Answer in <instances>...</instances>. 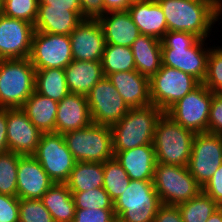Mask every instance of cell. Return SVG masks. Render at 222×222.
Segmentation results:
<instances>
[{"label": "cell", "mask_w": 222, "mask_h": 222, "mask_svg": "<svg viewBox=\"0 0 222 222\" xmlns=\"http://www.w3.org/2000/svg\"><path fill=\"white\" fill-rule=\"evenodd\" d=\"M156 1L165 15L168 31H185L208 39L217 28L214 25L222 23V0Z\"/></svg>", "instance_id": "6da1fadb"}, {"label": "cell", "mask_w": 222, "mask_h": 222, "mask_svg": "<svg viewBox=\"0 0 222 222\" xmlns=\"http://www.w3.org/2000/svg\"><path fill=\"white\" fill-rule=\"evenodd\" d=\"M208 41L212 43L213 39H200L185 31H168L161 39L162 65L188 73L202 83L211 48Z\"/></svg>", "instance_id": "7a4b0ae2"}, {"label": "cell", "mask_w": 222, "mask_h": 222, "mask_svg": "<svg viewBox=\"0 0 222 222\" xmlns=\"http://www.w3.org/2000/svg\"><path fill=\"white\" fill-rule=\"evenodd\" d=\"M163 113L153 104L130 108L119 122L110 127L113 151H126L141 145H153L156 124Z\"/></svg>", "instance_id": "3957f363"}, {"label": "cell", "mask_w": 222, "mask_h": 222, "mask_svg": "<svg viewBox=\"0 0 222 222\" xmlns=\"http://www.w3.org/2000/svg\"><path fill=\"white\" fill-rule=\"evenodd\" d=\"M194 136V132L177 124L164 112L153 137L157 163L188 166Z\"/></svg>", "instance_id": "277c9868"}, {"label": "cell", "mask_w": 222, "mask_h": 222, "mask_svg": "<svg viewBox=\"0 0 222 222\" xmlns=\"http://www.w3.org/2000/svg\"><path fill=\"white\" fill-rule=\"evenodd\" d=\"M35 74L29 58L0 60V108H21L35 91Z\"/></svg>", "instance_id": "5b68a950"}, {"label": "cell", "mask_w": 222, "mask_h": 222, "mask_svg": "<svg viewBox=\"0 0 222 222\" xmlns=\"http://www.w3.org/2000/svg\"><path fill=\"white\" fill-rule=\"evenodd\" d=\"M161 205L152 181L130 180L114 201V213L118 222H153Z\"/></svg>", "instance_id": "8992f818"}, {"label": "cell", "mask_w": 222, "mask_h": 222, "mask_svg": "<svg viewBox=\"0 0 222 222\" xmlns=\"http://www.w3.org/2000/svg\"><path fill=\"white\" fill-rule=\"evenodd\" d=\"M63 137L76 162L104 163L114 157L110 126L92 123Z\"/></svg>", "instance_id": "52a82bcc"}, {"label": "cell", "mask_w": 222, "mask_h": 222, "mask_svg": "<svg viewBox=\"0 0 222 222\" xmlns=\"http://www.w3.org/2000/svg\"><path fill=\"white\" fill-rule=\"evenodd\" d=\"M152 182L162 204L165 205L177 206L202 191L187 166L157 163Z\"/></svg>", "instance_id": "ba28073f"}, {"label": "cell", "mask_w": 222, "mask_h": 222, "mask_svg": "<svg viewBox=\"0 0 222 222\" xmlns=\"http://www.w3.org/2000/svg\"><path fill=\"white\" fill-rule=\"evenodd\" d=\"M200 83L188 73L162 65L149 79L151 103L166 112Z\"/></svg>", "instance_id": "9c48e42d"}, {"label": "cell", "mask_w": 222, "mask_h": 222, "mask_svg": "<svg viewBox=\"0 0 222 222\" xmlns=\"http://www.w3.org/2000/svg\"><path fill=\"white\" fill-rule=\"evenodd\" d=\"M211 92L203 83L178 100L165 113L177 124L195 134L208 132Z\"/></svg>", "instance_id": "30bf717a"}, {"label": "cell", "mask_w": 222, "mask_h": 222, "mask_svg": "<svg viewBox=\"0 0 222 222\" xmlns=\"http://www.w3.org/2000/svg\"><path fill=\"white\" fill-rule=\"evenodd\" d=\"M54 183H66L76 164L60 133H42L33 155Z\"/></svg>", "instance_id": "8fae6325"}, {"label": "cell", "mask_w": 222, "mask_h": 222, "mask_svg": "<svg viewBox=\"0 0 222 222\" xmlns=\"http://www.w3.org/2000/svg\"><path fill=\"white\" fill-rule=\"evenodd\" d=\"M222 164V135L197 133L192 142L188 170L203 188Z\"/></svg>", "instance_id": "7c38bea8"}, {"label": "cell", "mask_w": 222, "mask_h": 222, "mask_svg": "<svg viewBox=\"0 0 222 222\" xmlns=\"http://www.w3.org/2000/svg\"><path fill=\"white\" fill-rule=\"evenodd\" d=\"M28 58L36 70L65 69L73 61L69 35L35 31Z\"/></svg>", "instance_id": "4fadbf2b"}, {"label": "cell", "mask_w": 222, "mask_h": 222, "mask_svg": "<svg viewBox=\"0 0 222 222\" xmlns=\"http://www.w3.org/2000/svg\"><path fill=\"white\" fill-rule=\"evenodd\" d=\"M92 123L112 126L130 110L114 85L104 76L87 94Z\"/></svg>", "instance_id": "5bb4252c"}, {"label": "cell", "mask_w": 222, "mask_h": 222, "mask_svg": "<svg viewBox=\"0 0 222 222\" xmlns=\"http://www.w3.org/2000/svg\"><path fill=\"white\" fill-rule=\"evenodd\" d=\"M34 25L0 14V60L28 58Z\"/></svg>", "instance_id": "9a60e30c"}, {"label": "cell", "mask_w": 222, "mask_h": 222, "mask_svg": "<svg viewBox=\"0 0 222 222\" xmlns=\"http://www.w3.org/2000/svg\"><path fill=\"white\" fill-rule=\"evenodd\" d=\"M69 37L73 60L101 62L106 41L97 19H83Z\"/></svg>", "instance_id": "2e32d148"}, {"label": "cell", "mask_w": 222, "mask_h": 222, "mask_svg": "<svg viewBox=\"0 0 222 222\" xmlns=\"http://www.w3.org/2000/svg\"><path fill=\"white\" fill-rule=\"evenodd\" d=\"M41 135L21 108H7L8 151L22 156L34 155Z\"/></svg>", "instance_id": "e0dca14e"}, {"label": "cell", "mask_w": 222, "mask_h": 222, "mask_svg": "<svg viewBox=\"0 0 222 222\" xmlns=\"http://www.w3.org/2000/svg\"><path fill=\"white\" fill-rule=\"evenodd\" d=\"M54 184L33 155L21 156L17 166V197L41 199Z\"/></svg>", "instance_id": "ac0fdd59"}, {"label": "cell", "mask_w": 222, "mask_h": 222, "mask_svg": "<svg viewBox=\"0 0 222 222\" xmlns=\"http://www.w3.org/2000/svg\"><path fill=\"white\" fill-rule=\"evenodd\" d=\"M92 124L87 97L69 93L58 102L55 133L65 134Z\"/></svg>", "instance_id": "d6986e66"}, {"label": "cell", "mask_w": 222, "mask_h": 222, "mask_svg": "<svg viewBox=\"0 0 222 222\" xmlns=\"http://www.w3.org/2000/svg\"><path fill=\"white\" fill-rule=\"evenodd\" d=\"M129 108L151 105L149 78L136 70L115 72L107 76Z\"/></svg>", "instance_id": "ffe728a7"}, {"label": "cell", "mask_w": 222, "mask_h": 222, "mask_svg": "<svg viewBox=\"0 0 222 222\" xmlns=\"http://www.w3.org/2000/svg\"><path fill=\"white\" fill-rule=\"evenodd\" d=\"M127 11L141 35L161 40L168 32L165 15L156 0H134Z\"/></svg>", "instance_id": "44dd1931"}, {"label": "cell", "mask_w": 222, "mask_h": 222, "mask_svg": "<svg viewBox=\"0 0 222 222\" xmlns=\"http://www.w3.org/2000/svg\"><path fill=\"white\" fill-rule=\"evenodd\" d=\"M114 158L130 180L153 181L156 154L153 145H141L126 151H114Z\"/></svg>", "instance_id": "7402d4cb"}, {"label": "cell", "mask_w": 222, "mask_h": 222, "mask_svg": "<svg viewBox=\"0 0 222 222\" xmlns=\"http://www.w3.org/2000/svg\"><path fill=\"white\" fill-rule=\"evenodd\" d=\"M98 21L103 29L106 44L131 47L141 35L128 11H111Z\"/></svg>", "instance_id": "603a6c76"}, {"label": "cell", "mask_w": 222, "mask_h": 222, "mask_svg": "<svg viewBox=\"0 0 222 222\" xmlns=\"http://www.w3.org/2000/svg\"><path fill=\"white\" fill-rule=\"evenodd\" d=\"M82 20L81 11H70L67 8H38L34 28L35 31L42 33L70 35Z\"/></svg>", "instance_id": "cb8c5ba5"}, {"label": "cell", "mask_w": 222, "mask_h": 222, "mask_svg": "<svg viewBox=\"0 0 222 222\" xmlns=\"http://www.w3.org/2000/svg\"><path fill=\"white\" fill-rule=\"evenodd\" d=\"M70 93L87 96L103 77L101 62L73 60L65 69Z\"/></svg>", "instance_id": "d4e9b609"}, {"label": "cell", "mask_w": 222, "mask_h": 222, "mask_svg": "<svg viewBox=\"0 0 222 222\" xmlns=\"http://www.w3.org/2000/svg\"><path fill=\"white\" fill-rule=\"evenodd\" d=\"M136 71L149 79L162 66L161 40L140 35L131 45Z\"/></svg>", "instance_id": "484cf974"}, {"label": "cell", "mask_w": 222, "mask_h": 222, "mask_svg": "<svg viewBox=\"0 0 222 222\" xmlns=\"http://www.w3.org/2000/svg\"><path fill=\"white\" fill-rule=\"evenodd\" d=\"M21 109L42 133L55 132L58 102L34 91Z\"/></svg>", "instance_id": "4316f807"}, {"label": "cell", "mask_w": 222, "mask_h": 222, "mask_svg": "<svg viewBox=\"0 0 222 222\" xmlns=\"http://www.w3.org/2000/svg\"><path fill=\"white\" fill-rule=\"evenodd\" d=\"M41 200L54 222H73L75 202L66 183H54Z\"/></svg>", "instance_id": "83f0119b"}, {"label": "cell", "mask_w": 222, "mask_h": 222, "mask_svg": "<svg viewBox=\"0 0 222 222\" xmlns=\"http://www.w3.org/2000/svg\"><path fill=\"white\" fill-rule=\"evenodd\" d=\"M104 184L103 163L76 162L66 182L71 192L101 188Z\"/></svg>", "instance_id": "f1b7e54d"}, {"label": "cell", "mask_w": 222, "mask_h": 222, "mask_svg": "<svg viewBox=\"0 0 222 222\" xmlns=\"http://www.w3.org/2000/svg\"><path fill=\"white\" fill-rule=\"evenodd\" d=\"M35 92L56 102L61 101L70 93L65 78V70L61 68L36 70Z\"/></svg>", "instance_id": "f546056e"}, {"label": "cell", "mask_w": 222, "mask_h": 222, "mask_svg": "<svg viewBox=\"0 0 222 222\" xmlns=\"http://www.w3.org/2000/svg\"><path fill=\"white\" fill-rule=\"evenodd\" d=\"M101 66L106 77L115 72L136 70L131 47L106 44L101 58Z\"/></svg>", "instance_id": "4dcf8cb0"}, {"label": "cell", "mask_w": 222, "mask_h": 222, "mask_svg": "<svg viewBox=\"0 0 222 222\" xmlns=\"http://www.w3.org/2000/svg\"><path fill=\"white\" fill-rule=\"evenodd\" d=\"M183 222H206L219 208L206 193L201 191L187 202L177 205Z\"/></svg>", "instance_id": "1f68e13d"}, {"label": "cell", "mask_w": 222, "mask_h": 222, "mask_svg": "<svg viewBox=\"0 0 222 222\" xmlns=\"http://www.w3.org/2000/svg\"><path fill=\"white\" fill-rule=\"evenodd\" d=\"M103 170V188L114 202L122 195L123 191L126 190L130 183V178L114 157L103 163Z\"/></svg>", "instance_id": "d6a6232c"}, {"label": "cell", "mask_w": 222, "mask_h": 222, "mask_svg": "<svg viewBox=\"0 0 222 222\" xmlns=\"http://www.w3.org/2000/svg\"><path fill=\"white\" fill-rule=\"evenodd\" d=\"M22 155L0 153V194L17 197V166Z\"/></svg>", "instance_id": "836d02e7"}, {"label": "cell", "mask_w": 222, "mask_h": 222, "mask_svg": "<svg viewBox=\"0 0 222 222\" xmlns=\"http://www.w3.org/2000/svg\"><path fill=\"white\" fill-rule=\"evenodd\" d=\"M71 193L75 202V209H114V202L103 187Z\"/></svg>", "instance_id": "e575fe53"}, {"label": "cell", "mask_w": 222, "mask_h": 222, "mask_svg": "<svg viewBox=\"0 0 222 222\" xmlns=\"http://www.w3.org/2000/svg\"><path fill=\"white\" fill-rule=\"evenodd\" d=\"M218 45V46H216ZM210 48L207 59V73L202 82L211 92L222 93V45L216 43Z\"/></svg>", "instance_id": "d590c367"}, {"label": "cell", "mask_w": 222, "mask_h": 222, "mask_svg": "<svg viewBox=\"0 0 222 222\" xmlns=\"http://www.w3.org/2000/svg\"><path fill=\"white\" fill-rule=\"evenodd\" d=\"M39 0H3L2 14L35 24Z\"/></svg>", "instance_id": "8d00e7d4"}, {"label": "cell", "mask_w": 222, "mask_h": 222, "mask_svg": "<svg viewBox=\"0 0 222 222\" xmlns=\"http://www.w3.org/2000/svg\"><path fill=\"white\" fill-rule=\"evenodd\" d=\"M19 222H54L41 199H20Z\"/></svg>", "instance_id": "74e56055"}, {"label": "cell", "mask_w": 222, "mask_h": 222, "mask_svg": "<svg viewBox=\"0 0 222 222\" xmlns=\"http://www.w3.org/2000/svg\"><path fill=\"white\" fill-rule=\"evenodd\" d=\"M114 209H75L73 222H116Z\"/></svg>", "instance_id": "f35d334b"}, {"label": "cell", "mask_w": 222, "mask_h": 222, "mask_svg": "<svg viewBox=\"0 0 222 222\" xmlns=\"http://www.w3.org/2000/svg\"><path fill=\"white\" fill-rule=\"evenodd\" d=\"M19 201L18 197L0 194V222H19Z\"/></svg>", "instance_id": "ab89813d"}, {"label": "cell", "mask_w": 222, "mask_h": 222, "mask_svg": "<svg viewBox=\"0 0 222 222\" xmlns=\"http://www.w3.org/2000/svg\"><path fill=\"white\" fill-rule=\"evenodd\" d=\"M208 132L222 135V93H213L208 119Z\"/></svg>", "instance_id": "60d3db41"}, {"label": "cell", "mask_w": 222, "mask_h": 222, "mask_svg": "<svg viewBox=\"0 0 222 222\" xmlns=\"http://www.w3.org/2000/svg\"><path fill=\"white\" fill-rule=\"evenodd\" d=\"M202 191L218 205L222 202V164L202 188Z\"/></svg>", "instance_id": "b9f144b4"}, {"label": "cell", "mask_w": 222, "mask_h": 222, "mask_svg": "<svg viewBox=\"0 0 222 222\" xmlns=\"http://www.w3.org/2000/svg\"><path fill=\"white\" fill-rule=\"evenodd\" d=\"M81 17L83 19H99L107 12L104 9L103 0H80Z\"/></svg>", "instance_id": "7bdbcfd3"}, {"label": "cell", "mask_w": 222, "mask_h": 222, "mask_svg": "<svg viewBox=\"0 0 222 222\" xmlns=\"http://www.w3.org/2000/svg\"><path fill=\"white\" fill-rule=\"evenodd\" d=\"M153 222H183L177 206L162 204Z\"/></svg>", "instance_id": "ee69618b"}, {"label": "cell", "mask_w": 222, "mask_h": 222, "mask_svg": "<svg viewBox=\"0 0 222 222\" xmlns=\"http://www.w3.org/2000/svg\"><path fill=\"white\" fill-rule=\"evenodd\" d=\"M38 8H67L70 11H81L80 0H39Z\"/></svg>", "instance_id": "f6af8a7d"}, {"label": "cell", "mask_w": 222, "mask_h": 222, "mask_svg": "<svg viewBox=\"0 0 222 222\" xmlns=\"http://www.w3.org/2000/svg\"><path fill=\"white\" fill-rule=\"evenodd\" d=\"M7 151V108H0V153Z\"/></svg>", "instance_id": "bcb514c9"}, {"label": "cell", "mask_w": 222, "mask_h": 222, "mask_svg": "<svg viewBox=\"0 0 222 222\" xmlns=\"http://www.w3.org/2000/svg\"><path fill=\"white\" fill-rule=\"evenodd\" d=\"M134 0H103L106 12L127 11Z\"/></svg>", "instance_id": "7dc6e473"}, {"label": "cell", "mask_w": 222, "mask_h": 222, "mask_svg": "<svg viewBox=\"0 0 222 222\" xmlns=\"http://www.w3.org/2000/svg\"><path fill=\"white\" fill-rule=\"evenodd\" d=\"M206 222H222V211L218 208Z\"/></svg>", "instance_id": "c3c4849f"}, {"label": "cell", "mask_w": 222, "mask_h": 222, "mask_svg": "<svg viewBox=\"0 0 222 222\" xmlns=\"http://www.w3.org/2000/svg\"><path fill=\"white\" fill-rule=\"evenodd\" d=\"M2 8H3V0H0V14L2 13Z\"/></svg>", "instance_id": "681fc988"}, {"label": "cell", "mask_w": 222, "mask_h": 222, "mask_svg": "<svg viewBox=\"0 0 222 222\" xmlns=\"http://www.w3.org/2000/svg\"><path fill=\"white\" fill-rule=\"evenodd\" d=\"M218 207L222 211V202L218 205Z\"/></svg>", "instance_id": "f907efd6"}]
</instances>
